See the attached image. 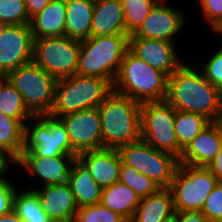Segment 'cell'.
I'll return each instance as SVG.
<instances>
[{"label":"cell","mask_w":222,"mask_h":222,"mask_svg":"<svg viewBox=\"0 0 222 222\" xmlns=\"http://www.w3.org/2000/svg\"><path fill=\"white\" fill-rule=\"evenodd\" d=\"M165 101L175 110L200 114L211 121L222 106L218 87L209 83L195 63L189 64L188 60L168 77Z\"/></svg>","instance_id":"cell-1"},{"label":"cell","mask_w":222,"mask_h":222,"mask_svg":"<svg viewBox=\"0 0 222 222\" xmlns=\"http://www.w3.org/2000/svg\"><path fill=\"white\" fill-rule=\"evenodd\" d=\"M98 111L103 148L118 149L141 139V103L113 91Z\"/></svg>","instance_id":"cell-2"},{"label":"cell","mask_w":222,"mask_h":222,"mask_svg":"<svg viewBox=\"0 0 222 222\" xmlns=\"http://www.w3.org/2000/svg\"><path fill=\"white\" fill-rule=\"evenodd\" d=\"M167 86L165 73L127 50L113 82V91L142 104L165 101Z\"/></svg>","instance_id":"cell-3"},{"label":"cell","mask_w":222,"mask_h":222,"mask_svg":"<svg viewBox=\"0 0 222 222\" xmlns=\"http://www.w3.org/2000/svg\"><path fill=\"white\" fill-rule=\"evenodd\" d=\"M113 92V84L97 76L79 74L57 79L54 103L49 116L63 115L98 107Z\"/></svg>","instance_id":"cell-4"},{"label":"cell","mask_w":222,"mask_h":222,"mask_svg":"<svg viewBox=\"0 0 222 222\" xmlns=\"http://www.w3.org/2000/svg\"><path fill=\"white\" fill-rule=\"evenodd\" d=\"M128 38V35H109L80 41L77 74L101 77L113 84L128 50Z\"/></svg>","instance_id":"cell-5"},{"label":"cell","mask_w":222,"mask_h":222,"mask_svg":"<svg viewBox=\"0 0 222 222\" xmlns=\"http://www.w3.org/2000/svg\"><path fill=\"white\" fill-rule=\"evenodd\" d=\"M19 91L33 116L49 115L54 103L56 79L33 60L5 76Z\"/></svg>","instance_id":"cell-6"},{"label":"cell","mask_w":222,"mask_h":222,"mask_svg":"<svg viewBox=\"0 0 222 222\" xmlns=\"http://www.w3.org/2000/svg\"><path fill=\"white\" fill-rule=\"evenodd\" d=\"M121 161L148 176L160 188H169L179 166L175 155L157 150L142 139L117 149Z\"/></svg>","instance_id":"cell-7"},{"label":"cell","mask_w":222,"mask_h":222,"mask_svg":"<svg viewBox=\"0 0 222 222\" xmlns=\"http://www.w3.org/2000/svg\"><path fill=\"white\" fill-rule=\"evenodd\" d=\"M217 183L208 167L179 164L169 187L175 211H201Z\"/></svg>","instance_id":"cell-8"},{"label":"cell","mask_w":222,"mask_h":222,"mask_svg":"<svg viewBox=\"0 0 222 222\" xmlns=\"http://www.w3.org/2000/svg\"><path fill=\"white\" fill-rule=\"evenodd\" d=\"M23 150H31L36 156L43 157H77L72 150L65 125L59 118L49 115L33 116L24 124Z\"/></svg>","instance_id":"cell-9"},{"label":"cell","mask_w":222,"mask_h":222,"mask_svg":"<svg viewBox=\"0 0 222 222\" xmlns=\"http://www.w3.org/2000/svg\"><path fill=\"white\" fill-rule=\"evenodd\" d=\"M176 110L166 101L141 104V139L156 148L180 158L183 149L175 133Z\"/></svg>","instance_id":"cell-10"},{"label":"cell","mask_w":222,"mask_h":222,"mask_svg":"<svg viewBox=\"0 0 222 222\" xmlns=\"http://www.w3.org/2000/svg\"><path fill=\"white\" fill-rule=\"evenodd\" d=\"M80 41L68 36L33 40V61L56 80L77 74Z\"/></svg>","instance_id":"cell-11"},{"label":"cell","mask_w":222,"mask_h":222,"mask_svg":"<svg viewBox=\"0 0 222 222\" xmlns=\"http://www.w3.org/2000/svg\"><path fill=\"white\" fill-rule=\"evenodd\" d=\"M75 158L73 155L36 156L31 150H23L18 158V169L21 171L20 175L25 170L24 172L30 176V180L31 178L36 179L34 181L40 185L38 187L66 186L70 183L72 164Z\"/></svg>","instance_id":"cell-12"},{"label":"cell","mask_w":222,"mask_h":222,"mask_svg":"<svg viewBox=\"0 0 222 222\" xmlns=\"http://www.w3.org/2000/svg\"><path fill=\"white\" fill-rule=\"evenodd\" d=\"M66 127L73 152L102 149L101 117L98 107L72 112L59 117Z\"/></svg>","instance_id":"cell-13"},{"label":"cell","mask_w":222,"mask_h":222,"mask_svg":"<svg viewBox=\"0 0 222 222\" xmlns=\"http://www.w3.org/2000/svg\"><path fill=\"white\" fill-rule=\"evenodd\" d=\"M176 44L178 43L135 37L133 34L128 38V50L133 55L168 77L187 61L177 52L179 49Z\"/></svg>","instance_id":"cell-14"},{"label":"cell","mask_w":222,"mask_h":222,"mask_svg":"<svg viewBox=\"0 0 222 222\" xmlns=\"http://www.w3.org/2000/svg\"><path fill=\"white\" fill-rule=\"evenodd\" d=\"M30 25H6L0 33V77L33 60Z\"/></svg>","instance_id":"cell-15"},{"label":"cell","mask_w":222,"mask_h":222,"mask_svg":"<svg viewBox=\"0 0 222 222\" xmlns=\"http://www.w3.org/2000/svg\"><path fill=\"white\" fill-rule=\"evenodd\" d=\"M167 2L169 1L159 0L154 5L142 25L133 34L135 37L176 42L175 37H178L185 26H188L187 15L183 10L180 11Z\"/></svg>","instance_id":"cell-16"},{"label":"cell","mask_w":222,"mask_h":222,"mask_svg":"<svg viewBox=\"0 0 222 222\" xmlns=\"http://www.w3.org/2000/svg\"><path fill=\"white\" fill-rule=\"evenodd\" d=\"M25 185L21 187L33 190L37 194L43 210L52 222H74L79 207L69 185Z\"/></svg>","instance_id":"cell-17"},{"label":"cell","mask_w":222,"mask_h":222,"mask_svg":"<svg viewBox=\"0 0 222 222\" xmlns=\"http://www.w3.org/2000/svg\"><path fill=\"white\" fill-rule=\"evenodd\" d=\"M77 157L102 188L119 182L122 161L117 149L102 148L81 153Z\"/></svg>","instance_id":"cell-18"},{"label":"cell","mask_w":222,"mask_h":222,"mask_svg":"<svg viewBox=\"0 0 222 222\" xmlns=\"http://www.w3.org/2000/svg\"><path fill=\"white\" fill-rule=\"evenodd\" d=\"M222 144V137L211 122L183 150L179 164L194 167H208L216 158Z\"/></svg>","instance_id":"cell-19"},{"label":"cell","mask_w":222,"mask_h":222,"mask_svg":"<svg viewBox=\"0 0 222 222\" xmlns=\"http://www.w3.org/2000/svg\"><path fill=\"white\" fill-rule=\"evenodd\" d=\"M127 35L121 0H94L91 37Z\"/></svg>","instance_id":"cell-20"},{"label":"cell","mask_w":222,"mask_h":222,"mask_svg":"<svg viewBox=\"0 0 222 222\" xmlns=\"http://www.w3.org/2000/svg\"><path fill=\"white\" fill-rule=\"evenodd\" d=\"M66 0H51L39 13L31 18L33 39L65 35Z\"/></svg>","instance_id":"cell-21"},{"label":"cell","mask_w":222,"mask_h":222,"mask_svg":"<svg viewBox=\"0 0 222 222\" xmlns=\"http://www.w3.org/2000/svg\"><path fill=\"white\" fill-rule=\"evenodd\" d=\"M94 0H66L65 35L83 41L91 37Z\"/></svg>","instance_id":"cell-22"},{"label":"cell","mask_w":222,"mask_h":222,"mask_svg":"<svg viewBox=\"0 0 222 222\" xmlns=\"http://www.w3.org/2000/svg\"><path fill=\"white\" fill-rule=\"evenodd\" d=\"M78 207L100 203L103 188L97 184L87 166L76 157L69 183Z\"/></svg>","instance_id":"cell-23"},{"label":"cell","mask_w":222,"mask_h":222,"mask_svg":"<svg viewBox=\"0 0 222 222\" xmlns=\"http://www.w3.org/2000/svg\"><path fill=\"white\" fill-rule=\"evenodd\" d=\"M175 212L173 195L169 188H160L155 194L141 198L130 222H161Z\"/></svg>","instance_id":"cell-24"},{"label":"cell","mask_w":222,"mask_h":222,"mask_svg":"<svg viewBox=\"0 0 222 222\" xmlns=\"http://www.w3.org/2000/svg\"><path fill=\"white\" fill-rule=\"evenodd\" d=\"M140 199L131 187L117 182L103 188L100 204L120 214L130 222L134 217Z\"/></svg>","instance_id":"cell-25"},{"label":"cell","mask_w":222,"mask_h":222,"mask_svg":"<svg viewBox=\"0 0 222 222\" xmlns=\"http://www.w3.org/2000/svg\"><path fill=\"white\" fill-rule=\"evenodd\" d=\"M0 112L19 120L23 125L33 117L25 106L19 91L6 77H0Z\"/></svg>","instance_id":"cell-26"},{"label":"cell","mask_w":222,"mask_h":222,"mask_svg":"<svg viewBox=\"0 0 222 222\" xmlns=\"http://www.w3.org/2000/svg\"><path fill=\"white\" fill-rule=\"evenodd\" d=\"M13 210L22 222H52L43 210L37 194L21 186L16 191Z\"/></svg>","instance_id":"cell-27"},{"label":"cell","mask_w":222,"mask_h":222,"mask_svg":"<svg viewBox=\"0 0 222 222\" xmlns=\"http://www.w3.org/2000/svg\"><path fill=\"white\" fill-rule=\"evenodd\" d=\"M212 121L206 116L176 110L175 133L178 145L185 147L206 128Z\"/></svg>","instance_id":"cell-28"},{"label":"cell","mask_w":222,"mask_h":222,"mask_svg":"<svg viewBox=\"0 0 222 222\" xmlns=\"http://www.w3.org/2000/svg\"><path fill=\"white\" fill-rule=\"evenodd\" d=\"M0 144L18 158L24 146V125L0 112Z\"/></svg>","instance_id":"cell-29"},{"label":"cell","mask_w":222,"mask_h":222,"mask_svg":"<svg viewBox=\"0 0 222 222\" xmlns=\"http://www.w3.org/2000/svg\"><path fill=\"white\" fill-rule=\"evenodd\" d=\"M159 0H121L127 35L134 34Z\"/></svg>","instance_id":"cell-30"},{"label":"cell","mask_w":222,"mask_h":222,"mask_svg":"<svg viewBox=\"0 0 222 222\" xmlns=\"http://www.w3.org/2000/svg\"><path fill=\"white\" fill-rule=\"evenodd\" d=\"M119 182L131 187L140 198L155 194L160 189L148 176L122 162Z\"/></svg>","instance_id":"cell-31"},{"label":"cell","mask_w":222,"mask_h":222,"mask_svg":"<svg viewBox=\"0 0 222 222\" xmlns=\"http://www.w3.org/2000/svg\"><path fill=\"white\" fill-rule=\"evenodd\" d=\"M74 222H128L120 214L100 203L78 208Z\"/></svg>","instance_id":"cell-32"},{"label":"cell","mask_w":222,"mask_h":222,"mask_svg":"<svg viewBox=\"0 0 222 222\" xmlns=\"http://www.w3.org/2000/svg\"><path fill=\"white\" fill-rule=\"evenodd\" d=\"M0 21L5 25H30L25 0H0Z\"/></svg>","instance_id":"cell-33"},{"label":"cell","mask_w":222,"mask_h":222,"mask_svg":"<svg viewBox=\"0 0 222 222\" xmlns=\"http://www.w3.org/2000/svg\"><path fill=\"white\" fill-rule=\"evenodd\" d=\"M212 52L204 63L195 62V65L202 71L209 83L219 87L222 84V45L220 44L219 50Z\"/></svg>","instance_id":"cell-34"},{"label":"cell","mask_w":222,"mask_h":222,"mask_svg":"<svg viewBox=\"0 0 222 222\" xmlns=\"http://www.w3.org/2000/svg\"><path fill=\"white\" fill-rule=\"evenodd\" d=\"M201 212L210 222H222V183H217L205 200Z\"/></svg>","instance_id":"cell-35"},{"label":"cell","mask_w":222,"mask_h":222,"mask_svg":"<svg viewBox=\"0 0 222 222\" xmlns=\"http://www.w3.org/2000/svg\"><path fill=\"white\" fill-rule=\"evenodd\" d=\"M198 4L203 20L209 24L210 31L213 32L222 24V0H199Z\"/></svg>","instance_id":"cell-36"},{"label":"cell","mask_w":222,"mask_h":222,"mask_svg":"<svg viewBox=\"0 0 222 222\" xmlns=\"http://www.w3.org/2000/svg\"><path fill=\"white\" fill-rule=\"evenodd\" d=\"M14 181L0 180V215L9 213L13 210L14 197L20 187Z\"/></svg>","instance_id":"cell-37"},{"label":"cell","mask_w":222,"mask_h":222,"mask_svg":"<svg viewBox=\"0 0 222 222\" xmlns=\"http://www.w3.org/2000/svg\"><path fill=\"white\" fill-rule=\"evenodd\" d=\"M11 164H13V165H11ZM14 164H15V166H14ZM17 167H18V157L16 155H0V180L14 181L13 179L10 180V176H9L10 173L9 172L12 173L11 170L16 169Z\"/></svg>","instance_id":"cell-38"},{"label":"cell","mask_w":222,"mask_h":222,"mask_svg":"<svg viewBox=\"0 0 222 222\" xmlns=\"http://www.w3.org/2000/svg\"><path fill=\"white\" fill-rule=\"evenodd\" d=\"M179 222H210L201 211H179Z\"/></svg>","instance_id":"cell-39"},{"label":"cell","mask_w":222,"mask_h":222,"mask_svg":"<svg viewBox=\"0 0 222 222\" xmlns=\"http://www.w3.org/2000/svg\"><path fill=\"white\" fill-rule=\"evenodd\" d=\"M51 0H25L28 16L31 19L37 13L41 12Z\"/></svg>","instance_id":"cell-40"},{"label":"cell","mask_w":222,"mask_h":222,"mask_svg":"<svg viewBox=\"0 0 222 222\" xmlns=\"http://www.w3.org/2000/svg\"><path fill=\"white\" fill-rule=\"evenodd\" d=\"M208 168L218 179V182L222 183V144L216 158L210 163Z\"/></svg>","instance_id":"cell-41"},{"label":"cell","mask_w":222,"mask_h":222,"mask_svg":"<svg viewBox=\"0 0 222 222\" xmlns=\"http://www.w3.org/2000/svg\"><path fill=\"white\" fill-rule=\"evenodd\" d=\"M0 222H22L14 210L0 215Z\"/></svg>","instance_id":"cell-42"},{"label":"cell","mask_w":222,"mask_h":222,"mask_svg":"<svg viewBox=\"0 0 222 222\" xmlns=\"http://www.w3.org/2000/svg\"><path fill=\"white\" fill-rule=\"evenodd\" d=\"M212 123L217 128L219 135L222 137V106L220 108V111L216 114V116L212 120Z\"/></svg>","instance_id":"cell-43"},{"label":"cell","mask_w":222,"mask_h":222,"mask_svg":"<svg viewBox=\"0 0 222 222\" xmlns=\"http://www.w3.org/2000/svg\"><path fill=\"white\" fill-rule=\"evenodd\" d=\"M161 222H179V211L173 212L171 215L164 218Z\"/></svg>","instance_id":"cell-44"},{"label":"cell","mask_w":222,"mask_h":222,"mask_svg":"<svg viewBox=\"0 0 222 222\" xmlns=\"http://www.w3.org/2000/svg\"><path fill=\"white\" fill-rule=\"evenodd\" d=\"M0 155H14L13 153L6 150V148L0 144Z\"/></svg>","instance_id":"cell-45"},{"label":"cell","mask_w":222,"mask_h":222,"mask_svg":"<svg viewBox=\"0 0 222 222\" xmlns=\"http://www.w3.org/2000/svg\"><path fill=\"white\" fill-rule=\"evenodd\" d=\"M212 33H215V35L216 34L221 35L220 37H221V40H222V24L216 30H214Z\"/></svg>","instance_id":"cell-46"},{"label":"cell","mask_w":222,"mask_h":222,"mask_svg":"<svg viewBox=\"0 0 222 222\" xmlns=\"http://www.w3.org/2000/svg\"><path fill=\"white\" fill-rule=\"evenodd\" d=\"M218 93H219L220 100L222 102V84L218 87Z\"/></svg>","instance_id":"cell-47"},{"label":"cell","mask_w":222,"mask_h":222,"mask_svg":"<svg viewBox=\"0 0 222 222\" xmlns=\"http://www.w3.org/2000/svg\"><path fill=\"white\" fill-rule=\"evenodd\" d=\"M6 25L0 21V33L2 32V30L4 29Z\"/></svg>","instance_id":"cell-48"}]
</instances>
